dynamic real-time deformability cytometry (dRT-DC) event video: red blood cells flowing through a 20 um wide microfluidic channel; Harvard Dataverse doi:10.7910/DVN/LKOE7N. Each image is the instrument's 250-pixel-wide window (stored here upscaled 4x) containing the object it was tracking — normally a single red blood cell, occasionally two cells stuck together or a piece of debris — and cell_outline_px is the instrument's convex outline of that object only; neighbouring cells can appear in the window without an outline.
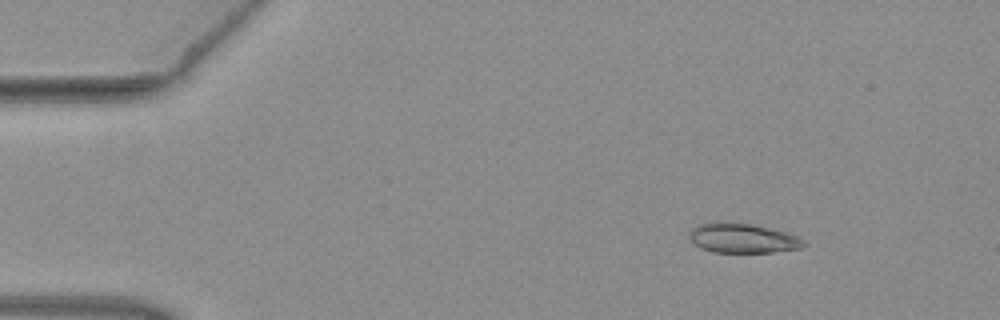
{"species": "common noctule bat (a hibernating species)", "species_latin": "Nyctalus noctula", "temperature_condition": "warm", "stored_images_in_passage": 3, "camera_frame_rate_fps": 3000, "um_per_image_px": 0.085, "animal": {"sex": "female", "body_mass_g": 19.3, "forearm_length_mm": 54.1}, "frame": {"image": 1, "passage_image": 1, "time_ms": 0.0, "image_size_px": [1000, 320], "cell_outline_px": [[808, 244], [800, 248], [772, 252], [712, 252], [700, 248], [692, 244], [688, 236], [692, 228], [696, 224], [712, 220], [720, 220], [752, 224], [800, 236], [808, 240]], "centroid_in_image_um": [63.08, 20.22], "position_along_channel_um": 21.9, "area_um2": 20.4}}